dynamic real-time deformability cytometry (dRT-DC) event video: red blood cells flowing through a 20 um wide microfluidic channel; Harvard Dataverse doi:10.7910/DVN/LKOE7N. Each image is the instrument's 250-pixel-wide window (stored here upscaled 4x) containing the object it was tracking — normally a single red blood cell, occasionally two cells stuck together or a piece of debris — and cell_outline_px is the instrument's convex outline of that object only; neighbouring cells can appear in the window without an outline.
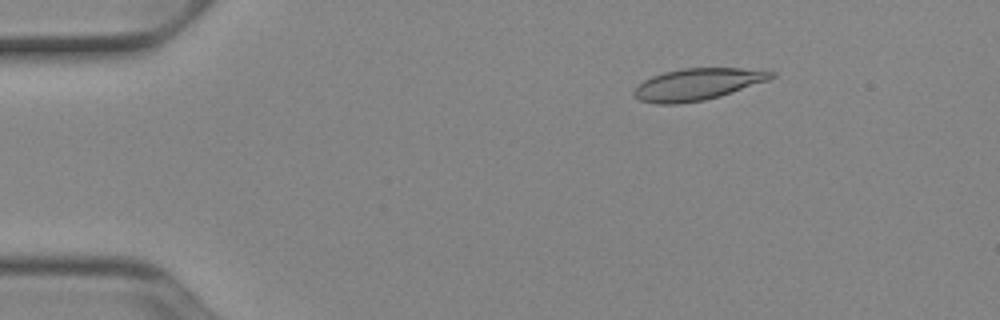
{"species": "Egyptian fruit bat (a non-hibernating species)", "species_latin": "Rousettus aegyptiacus", "temperature_condition": "cold", "stored_images_in_passage": 52, "camera_frame_rate_fps": 3000, "um_per_image_px": 0.085, "animal": {"sex": "female"}, "frame": {"image": 1, "passage_image": 8, "time_ms": 2.333, "image_size_px": [1000, 320], "cell_outline_px": [[776, 76], [768, 80], [720, 96], [704, 100], [676, 104], [656, 104], [640, 100], [632, 92], [644, 80], [652, 76], [664, 72], [684, 68], [740, 68], [776, 72]], "centroid_in_image_um": [59.28, 7.16], "position_along_channel_um": 25.7, "area_um2": 25.14}}
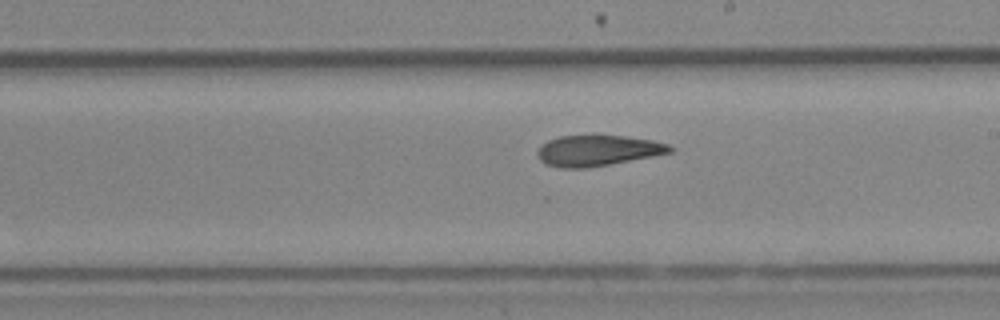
{"frame": {"image": 2, "passage_image": 30, "time_ms": 9.667, "image_size_px": [1000, 320], "cell_outline_px": [[672, 152], [652, 156], [588, 168], [560, 168], [544, 164], [536, 156], [536, 152], [548, 140], [560, 136], [624, 136], [652, 140], [668, 144], [672, 148]], "centroid_in_image_um": [50.76, 12.81], "position_along_channel_um": 238.2, "area_um2": 23.52}}
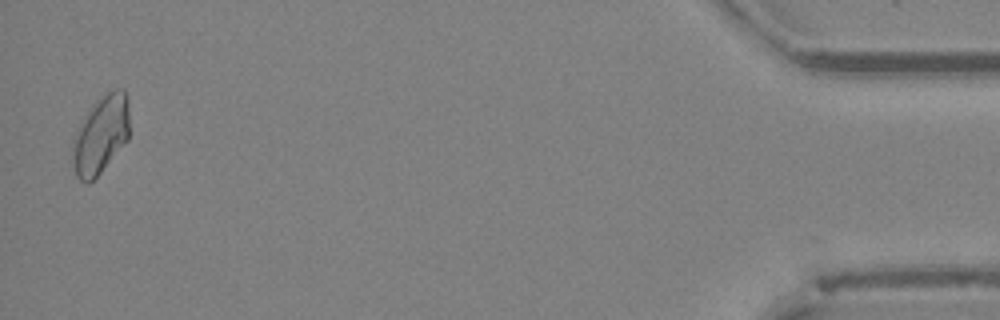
{"frame": {"image": 3, "passage_image": 51, "time_ms": 16.667, "image_size_px": [1000, 320], "cell_outline_px": [[128, 140], [100, 172], [88, 184], [84, 184], [76, 176], [72, 164], [72, 140], [76, 132], [88, 112], [112, 88], [124, 88], [128, 100]], "centroid_in_image_um": [8.56, 11.49], "position_along_channel_um": 426.6, "area_um2": 25.43}, "authors_computed_cell_mechanics": {"area_um2": 24.9985, "velocity_mm_per_s": 3.9051, "shape_relaxation_time_tau1_ms": 11.1177, "shape_relaxation_time_tau2_ms": 3.8558, "deformation_change_tau1": 0.214, "deformation_change_tau2": 0.1017}}